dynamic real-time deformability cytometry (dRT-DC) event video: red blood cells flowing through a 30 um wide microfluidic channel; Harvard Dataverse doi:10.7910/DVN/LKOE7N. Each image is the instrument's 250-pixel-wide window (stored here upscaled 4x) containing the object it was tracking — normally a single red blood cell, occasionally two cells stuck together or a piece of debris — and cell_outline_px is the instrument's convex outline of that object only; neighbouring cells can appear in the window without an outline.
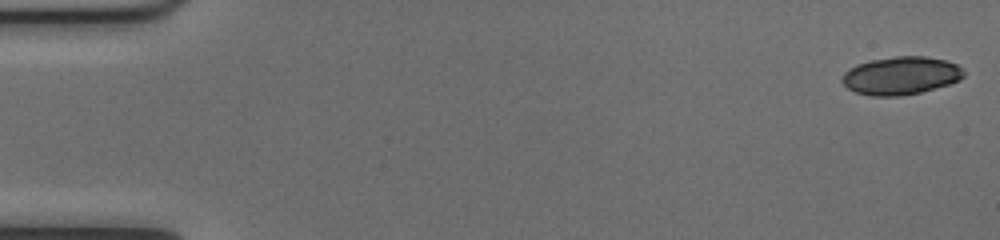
{"species": "common noctule bat (a hibernating species)", "species_latin": "Nyctalus noctula", "temperature_condition": "cold", "stored_images_in_passage": 51, "segment_of_instrument_passage": [1, 2], "camera_frame_rate_fps": 3000, "um_per_image_px": 0.085, "animal": {"sex": "female", "body_mass_g": 17.0, "forearm_length_mm": 48.0}, "frame": {"image": 1, "passage_image": 1, "time_ms": 0.0, "image_size_px": [1000, 240], "cell_outline_px": [[964, 76], [960, 80], [948, 84], [920, 92], [900, 96], [872, 96], [856, 92], [848, 88], [840, 80], [844, 72], [848, 68], [856, 64], [872, 60], [896, 56], [924, 56], [944, 60], [956, 64], [964, 72]], "centroid_in_image_um": [76.54, 6.43], "position_along_channel_um": 8.5, "area_um2": 26.82}}
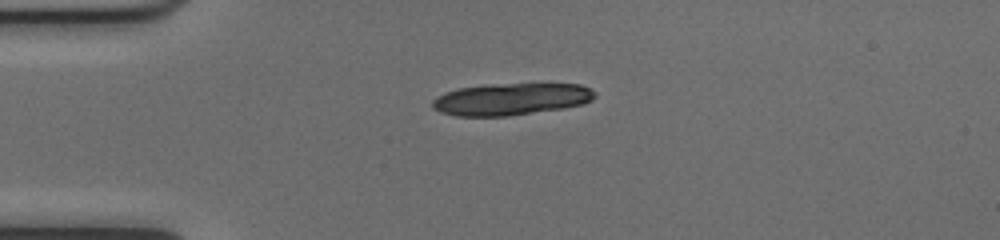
{"frame": {"image": 2, "passage_image": 13, "time_ms": 4.0, "image_size_px": [1000, 240], "cell_outline_px": [[596, 96], [592, 100], [584, 104], [564, 108], [508, 116], [456, 116], [440, 112], [432, 108], [432, 100], [436, 96], [460, 88], [488, 84], [580, 84], [596, 92]], "centroid_in_image_um": [43.44, 8.43], "position_along_channel_um": 41.6, "area_um2": 30.29}}